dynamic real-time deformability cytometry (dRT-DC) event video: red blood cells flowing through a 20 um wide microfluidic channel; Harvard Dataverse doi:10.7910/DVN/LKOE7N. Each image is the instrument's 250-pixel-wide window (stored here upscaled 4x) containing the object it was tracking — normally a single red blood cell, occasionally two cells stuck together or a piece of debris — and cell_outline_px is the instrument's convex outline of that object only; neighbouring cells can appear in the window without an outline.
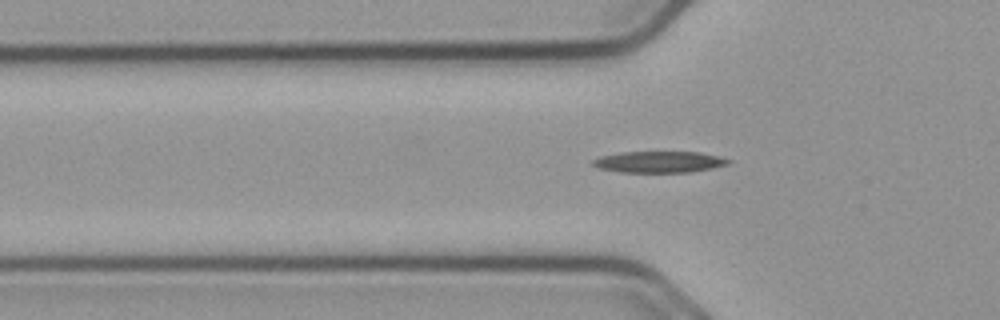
{"species": "common noctule bat (a hibernating species)", "species_latin": "Nyctalus noctula", "temperature_condition": "cold", "stored_images_in_passage": 49, "camera_frame_rate_fps": 3000, "um_per_image_px": 0.085, "animal": {"sex": "male", "body_mass_g": 23.1, "forearm_length_mm": 52.7}, "frame": {"image": 1, "passage_image": 18, "time_ms": 5.667, "image_size_px": [1000, 320], "cell_outline_px": [[732, 160], [728, 164], [712, 168], [688, 172], [620, 172], [600, 168], [592, 164], [592, 160], [600, 156], [624, 152], [696, 152], [716, 156]], "centroid_in_image_um": [56.01, 13.76], "position_along_channel_um": 69.8, "area_um2": 16.59}}
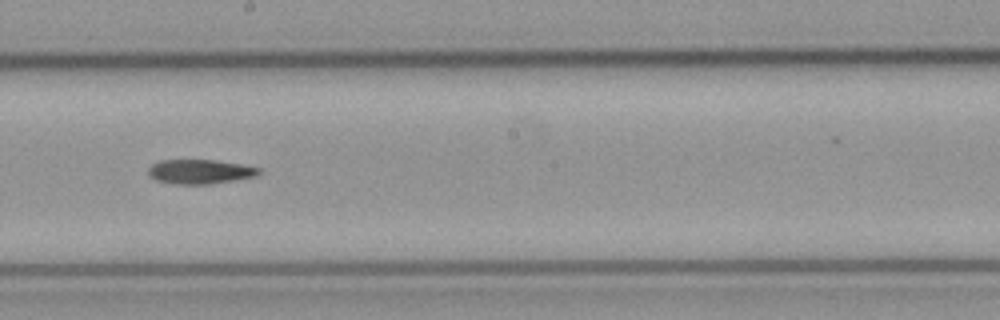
{"frame": {"image": 2, "passage_image": 31, "time_ms": 10.0, "image_size_px": [1000, 320], "cell_outline_px": [[260, 172], [256, 176], [236, 180], [212, 184], [176, 184], [156, 180], [148, 176], [148, 168], [152, 164], [160, 160], [212, 160], [240, 164], [260, 168]], "centroid_in_image_um": [16.97, 14.59], "position_along_channel_um": 231.2, "area_um2": 15.72}}
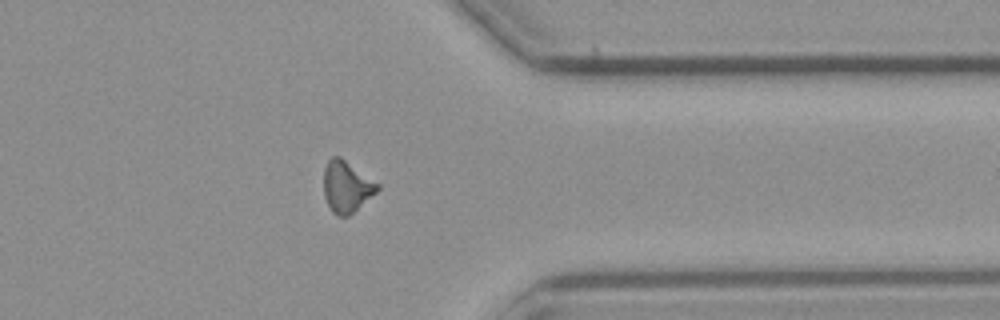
{"frame": {"image": 3, "passage_image": 44, "time_ms": 14.333, "image_size_px": [1000, 320], "cell_outline_px": [[380, 188], [376, 192], [348, 216], [336, 216], [332, 212], [324, 196], [324, 168], [328, 160], [332, 156], [340, 156], [380, 184]], "centroid_in_image_um": [29.45, 15.85], "position_along_channel_um": 382.0, "area_um2": 16.01}}